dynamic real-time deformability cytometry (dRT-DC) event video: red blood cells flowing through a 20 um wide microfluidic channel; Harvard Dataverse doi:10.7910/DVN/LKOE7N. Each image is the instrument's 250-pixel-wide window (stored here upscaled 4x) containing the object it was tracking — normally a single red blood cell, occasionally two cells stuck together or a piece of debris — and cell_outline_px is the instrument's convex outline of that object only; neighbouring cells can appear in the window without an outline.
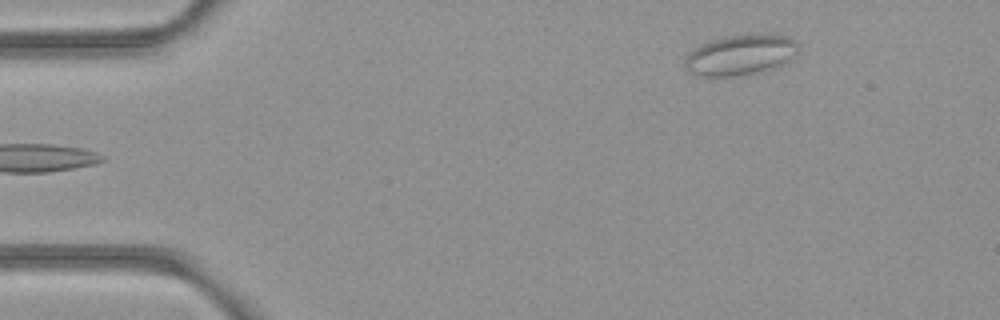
{"species": "common noctule bat (a hibernating species)", "species_latin": "Nyctalus noctula", "temperature_condition": "room temperature", "stored_images_in_passage": 6, "camera_frame_rate_fps": 3000, "um_per_image_px": 0.085, "animal": {"sex": "female", "body_mass_g": 21.9}, "frame": {"image": 1, "passage_image": 6, "time_ms": 1.667, "image_size_px": [1000, 320], "cell_outline_px": [[796, 52], [784, 64], [776, 68], [764, 72], [732, 76], [700, 76], [688, 72], [684, 68], [684, 60], [688, 52], [700, 44], [712, 40], [728, 36], [788, 36], [796, 40]], "centroid_in_image_um": [62.87, 4.72], "position_along_channel_um": 22.1, "area_um2": 26.41}}